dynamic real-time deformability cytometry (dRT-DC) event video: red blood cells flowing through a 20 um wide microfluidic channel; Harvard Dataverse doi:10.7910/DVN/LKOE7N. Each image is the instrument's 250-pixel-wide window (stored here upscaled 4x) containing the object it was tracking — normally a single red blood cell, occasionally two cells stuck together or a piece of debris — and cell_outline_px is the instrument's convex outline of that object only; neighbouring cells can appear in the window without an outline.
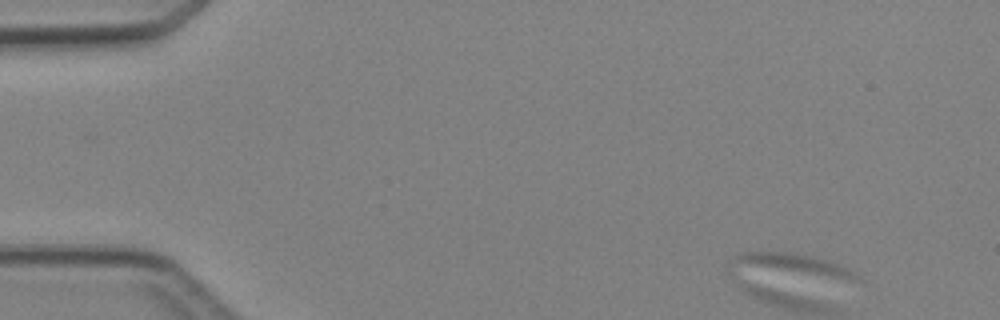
{"species": "Egyptian fruit bat (a non-hibernating species)", "species_latin": "Rousettus aegyptiacus", "temperature_condition": "cold", "stored_images_in_passage": 8, "segment_of_instrument_passage": [1, 2], "camera_frame_rate_fps": 3000, "um_per_image_px": 0.085, "animal": {"sex": "female"}, "frame": {"image": 1, "passage_image": 1, "time_ms": 0.0, "image_size_px": [1000, 320], "cell_outline_px": [[864, 280], [848, 280], [728, 264], [732, 256], [740, 252], [788, 252], [812, 256], [828, 260], [856, 272]], "centroid_in_image_um": [67.5, 22.48], "position_along_channel_um": 17.5, "area_um2": 14.97}}